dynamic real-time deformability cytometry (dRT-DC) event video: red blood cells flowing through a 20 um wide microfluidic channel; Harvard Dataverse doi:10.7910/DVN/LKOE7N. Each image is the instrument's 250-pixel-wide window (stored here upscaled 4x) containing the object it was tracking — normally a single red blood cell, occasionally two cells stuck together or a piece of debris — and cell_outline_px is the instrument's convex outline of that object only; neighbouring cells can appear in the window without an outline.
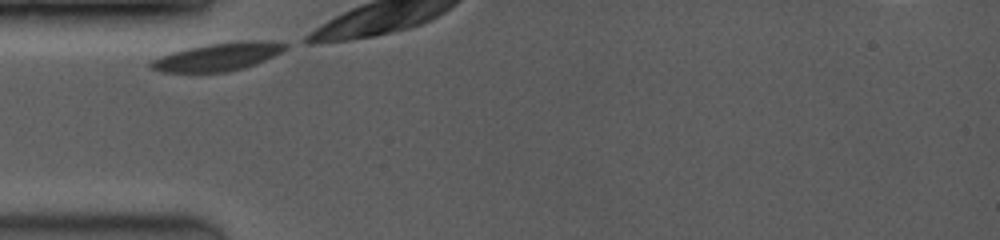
{"species": "common noctule bat (a hibernating species)", "species_latin": "Nyctalus noctula", "temperature_condition": "room temperature", "stored_images_in_passage": 11, "camera_frame_rate_fps": 3500, "um_per_image_px": 0.085, "animal": {"sex": "female", "body_mass_g": 19.0, "forearm_length_mm": 53.3}, "frame": {"image": 1, "passage_image": 1, "time_ms": 0.0, "image_size_px": [1000, 240], "cell_outline_px": [[288, 48], [256, 64], [244, 68], [228, 72], [160, 72], [148, 68], [148, 64], [152, 60], [160, 56], [172, 52], [188, 48], [208, 44], [240, 40], [256, 40], [288, 44]], "centroid_in_image_um": [18.48, 4.83], "position_along_channel_um": 66.5, "area_um2": 21.91}}